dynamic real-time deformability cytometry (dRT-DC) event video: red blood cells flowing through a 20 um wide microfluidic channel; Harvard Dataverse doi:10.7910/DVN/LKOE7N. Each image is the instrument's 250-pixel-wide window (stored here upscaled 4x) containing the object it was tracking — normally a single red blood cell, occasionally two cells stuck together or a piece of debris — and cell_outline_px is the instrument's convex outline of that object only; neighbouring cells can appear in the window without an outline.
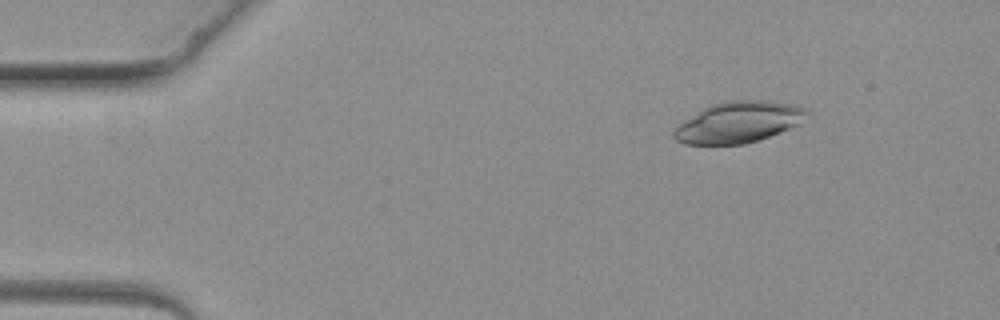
{"species": "common noctule bat (a hibernating species)", "species_latin": "Nyctalus noctula", "temperature_condition": "warm", "stored_images_in_passage": 2, "camera_frame_rate_fps": 3000, "um_per_image_px": 0.085, "animal": {"sex": "female", "body_mass_g": 19.3, "forearm_length_mm": 54.1}, "frame": {"image": 1, "passage_image": 1, "time_ms": 0.0, "image_size_px": [1000, 320], "cell_outline_px": [[808, 112], [796, 124], [788, 128], [768, 136], [744, 144], [684, 144], [676, 140], [672, 136], [672, 132], [684, 120], [704, 108], [712, 104], [724, 100], [764, 100], [796, 104], [808, 108]], "centroid_in_image_um": [62.74, 10.37], "position_along_channel_um": 22.3, "area_um2": 31.44}}